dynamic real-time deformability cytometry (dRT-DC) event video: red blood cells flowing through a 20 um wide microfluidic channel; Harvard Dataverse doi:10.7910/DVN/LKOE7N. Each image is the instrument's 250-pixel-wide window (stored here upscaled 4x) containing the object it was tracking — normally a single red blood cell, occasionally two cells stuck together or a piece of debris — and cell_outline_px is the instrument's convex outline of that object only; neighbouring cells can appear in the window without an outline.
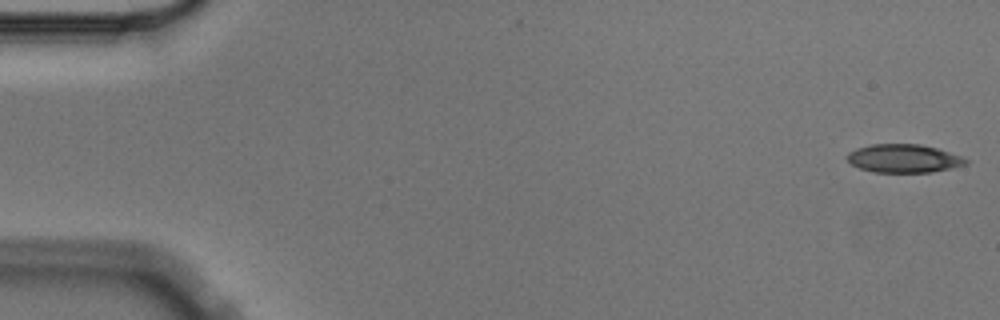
{"species": "Egyptian fruit bat (a non-hibernating species)", "species_latin": "Rousettus aegyptiacus", "temperature_condition": "cold", "stored_images_in_passage": 4, "camera_frame_rate_fps": 3000, "um_per_image_px": 0.085, "animal": {"sex": "male"}, "frame": {"image": 1, "passage_image": 1, "time_ms": 0.0, "image_size_px": [1000, 320], "cell_outline_px": [[968, 164], [952, 168], [932, 172], [872, 172], [860, 168], [852, 164], [848, 160], [848, 152], [856, 148], [872, 144], [920, 144], [936, 148], [960, 156], [968, 160]], "centroid_in_image_um": [76.82, 13.47], "position_along_channel_um": 8.2, "area_um2": 19.48}}
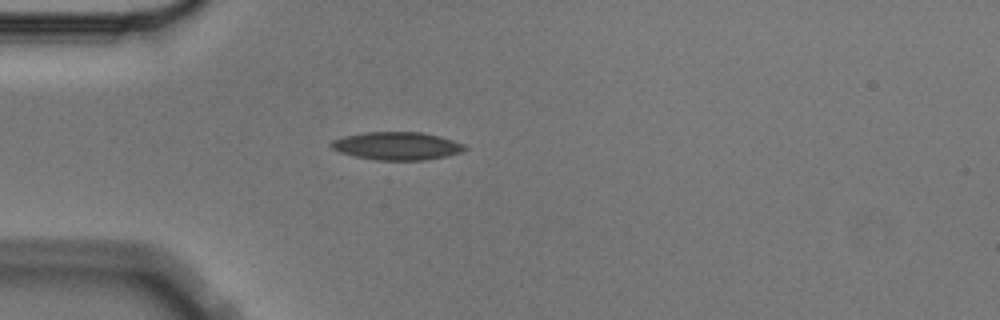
{"frame": {"image": 2, "passage_image": 4, "time_ms": 1.0, "image_size_px": [1000, 320], "cell_outline_px": [[468, 148], [460, 152], [448, 156], [424, 160], [376, 160], [356, 156], [340, 152], [332, 148], [328, 144], [332, 140], [344, 136], [364, 132], [420, 132], [440, 136], [464, 144]], "centroid_in_image_um": [33.74, 12.4], "position_along_channel_um": 51.3, "area_um2": 21.73}}